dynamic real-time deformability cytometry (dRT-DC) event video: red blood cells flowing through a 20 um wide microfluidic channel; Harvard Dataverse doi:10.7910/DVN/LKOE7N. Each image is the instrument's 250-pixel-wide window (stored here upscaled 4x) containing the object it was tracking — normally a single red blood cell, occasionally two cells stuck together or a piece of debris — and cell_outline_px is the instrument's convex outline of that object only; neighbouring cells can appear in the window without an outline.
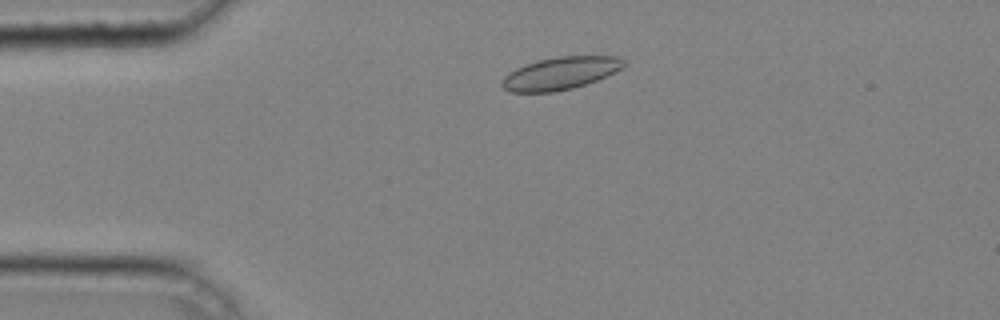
{"species": "common noctule bat (a hibernating species)", "species_latin": "Nyctalus noctula", "temperature_condition": "cold", "stored_images_in_passage": 36, "camera_frame_rate_fps": 3000, "um_per_image_px": 0.085, "animal": {"sex": "male", "body_mass_g": 20.4}, "frame": {"image": 1, "passage_image": 6, "time_ms": 1.667, "image_size_px": [1000, 320], "cell_outline_px": [[628, 64], [596, 80], [572, 88], [556, 92], [512, 92], [504, 88], [500, 84], [500, 80], [504, 76], [516, 68], [540, 60], [560, 56], [616, 56], [624, 60]], "centroid_in_image_um": [47.6, 6.23], "position_along_channel_um": 37.4, "area_um2": 22.77}}
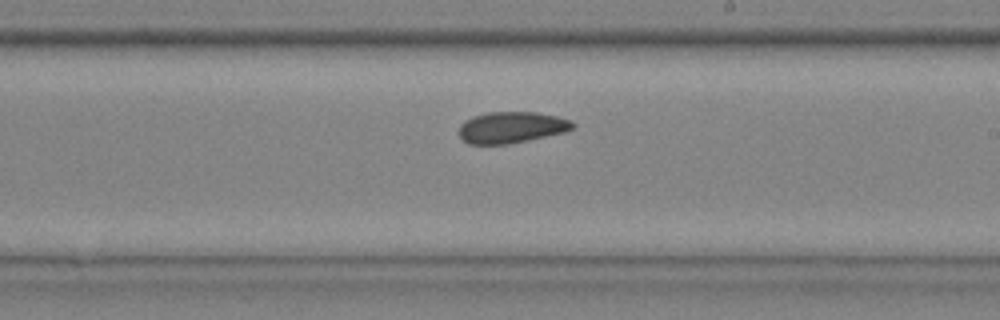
{"frame": {"image": 2, "passage_image": 23, "time_ms": 7.333, "image_size_px": [1000, 320], "cell_outline_px": [[576, 124], [572, 128], [564, 132], [528, 140], [508, 144], [468, 144], [460, 136], [460, 124], [464, 120], [472, 116], [488, 112], [536, 112], [556, 116], [572, 120]], "centroid_in_image_um": [43.47, 10.82], "position_along_channel_um": 245.5, "area_um2": 20.75}}
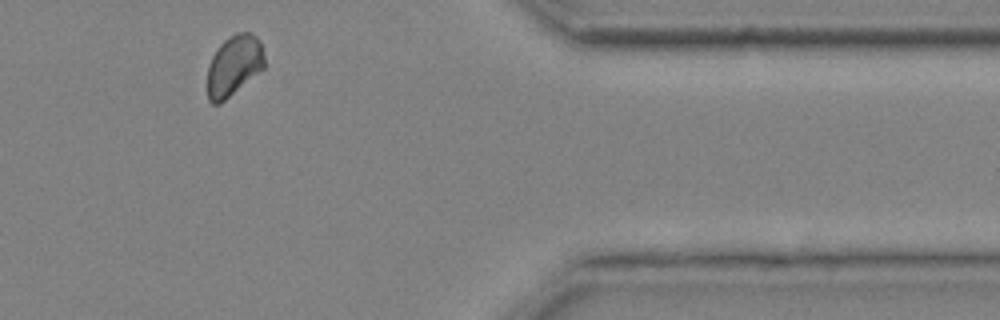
{"frame": {"image": 3, "passage_image": 35, "time_ms": 11.333, "image_size_px": [1000, 320], "cell_outline_px": [[264, 68], [220, 104], [212, 104], [208, 100], [208, 64], [212, 56], [220, 44], [224, 40], [236, 32], [248, 32], [256, 36], [260, 40], [264, 56]], "centroid_in_image_um": [19.88, 5.56], "position_along_channel_um": 391.5, "area_um2": 20.11}, "authors_computed_cell_mechanics": {"area_um2": 21.2415, "velocity_mm_per_s": 4.2352, "shape_relaxation_time_tau1_ms": 2.7757, "shape_relaxation_time_tau2_ms": 2.974, "deformation_change_tau1": 0.0589, "deformation_change_tau2": 0.0644}}